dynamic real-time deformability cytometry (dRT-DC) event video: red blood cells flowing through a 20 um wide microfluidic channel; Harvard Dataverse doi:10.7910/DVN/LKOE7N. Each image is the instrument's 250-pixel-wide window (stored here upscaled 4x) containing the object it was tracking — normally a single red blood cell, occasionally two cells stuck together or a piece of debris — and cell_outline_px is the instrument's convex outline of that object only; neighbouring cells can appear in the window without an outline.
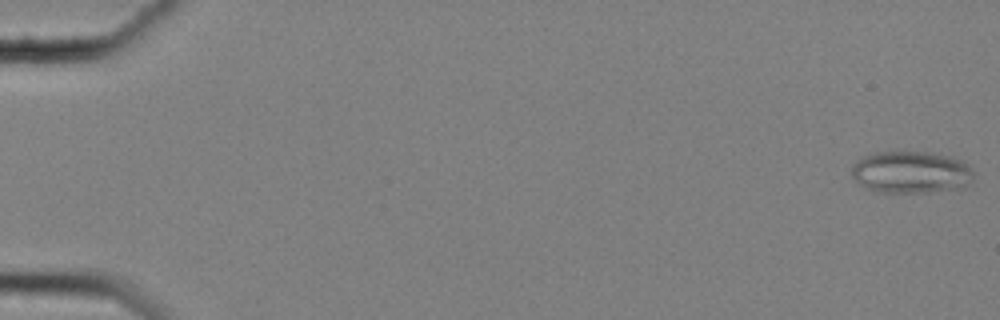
{"species": "common noctule bat (a hibernating species)", "species_latin": "Nyctalus noctula", "temperature_condition": "cold", "stored_images_in_passage": 59, "camera_frame_rate_fps": 3000, "um_per_image_px": 0.085, "animal": {"sex": "female", "body_mass_g": 25.1}, "frame": {"image": 1, "passage_image": 1, "time_ms": 0.0, "image_size_px": [1000, 320], "cell_outline_px": [[972, 180], [964, 188], [928, 192], [872, 192], [860, 184], [852, 176], [852, 164], [864, 156], [872, 152], [896, 148], [928, 152], [952, 156], [968, 164], [972, 172]], "centroid_in_image_um": [77.4, 14.59], "position_along_channel_um": 7.6, "area_um2": 30.92}}
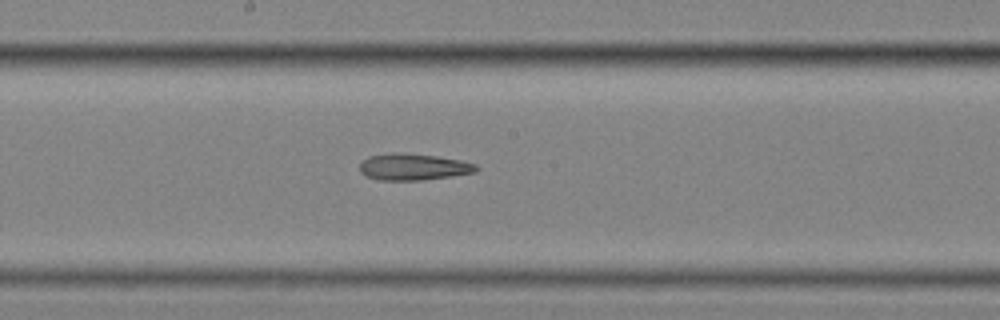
{"frame": {"image": 2, "passage_image": 33, "time_ms": 10.667, "image_size_px": [1000, 320], "cell_outline_px": [[480, 168], [476, 172], [424, 180], [380, 180], [368, 176], [360, 172], [360, 160], [368, 156], [392, 152], [400, 152], [436, 156], [460, 160], [476, 164]], "centroid_in_image_um": [35.12, 14.17], "position_along_channel_um": 213.1, "area_um2": 18.15}}
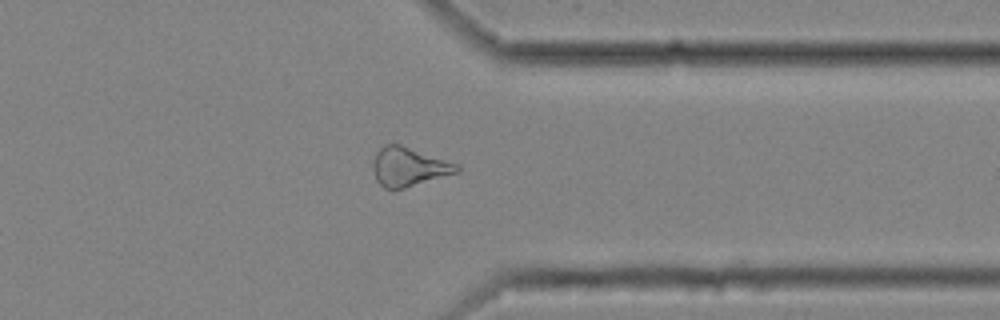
{"frame": {"image": 3, "passage_image": 47, "time_ms": 15.333, "image_size_px": [1000, 320], "cell_outline_px": [[460, 172], [392, 192], [384, 188], [376, 180], [372, 168], [372, 164], [376, 152], [384, 144], [400, 144], [460, 164]], "centroid_in_image_um": [34.75, 14.2], "position_along_channel_um": 376.7, "area_um2": 19.54}, "authors_computed_cell_mechanics": {"area_um2": 20.8658, "velocity_mm_per_s": 3.5293, "shape_relaxation_time_tau1_ms": null, "shape_relaxation_time_tau2_ms": 6.5697, "deformation_change_tau1": null, "deformation_change_tau2": 0.2008}}